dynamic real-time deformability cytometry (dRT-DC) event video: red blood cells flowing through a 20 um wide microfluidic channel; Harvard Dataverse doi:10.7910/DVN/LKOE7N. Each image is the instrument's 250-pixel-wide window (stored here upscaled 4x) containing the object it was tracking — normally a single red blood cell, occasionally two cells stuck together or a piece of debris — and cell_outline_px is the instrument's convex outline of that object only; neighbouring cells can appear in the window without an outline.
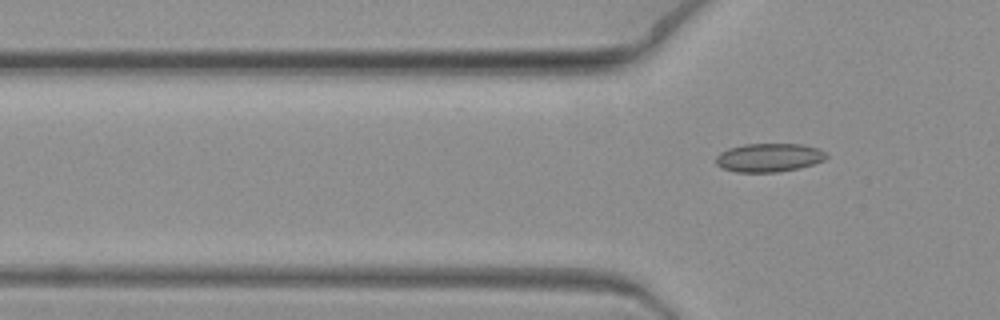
{"species": "common noctule bat (a hibernating species)", "species_latin": "Nyctalus noctula", "temperature_condition": "warm", "stored_images_in_passage": 3, "camera_frame_rate_fps": 3000, "um_per_image_px": 0.085, "animal": {"sex": "female", "body_mass_g": 19.3, "forearm_length_mm": 54.1}, "frame": {"image": 1, "passage_image": 3, "time_ms": 0.667, "image_size_px": [1000, 320], "cell_outline_px": [[828, 156], [824, 160], [800, 168], [776, 172], [736, 172], [724, 168], [716, 164], [716, 156], [720, 152], [728, 148], [744, 144], [800, 144], [816, 148], [828, 152]], "centroid_in_image_um": [65.36, 13.39], "position_along_channel_um": 60.4, "area_um2": 18.38}}